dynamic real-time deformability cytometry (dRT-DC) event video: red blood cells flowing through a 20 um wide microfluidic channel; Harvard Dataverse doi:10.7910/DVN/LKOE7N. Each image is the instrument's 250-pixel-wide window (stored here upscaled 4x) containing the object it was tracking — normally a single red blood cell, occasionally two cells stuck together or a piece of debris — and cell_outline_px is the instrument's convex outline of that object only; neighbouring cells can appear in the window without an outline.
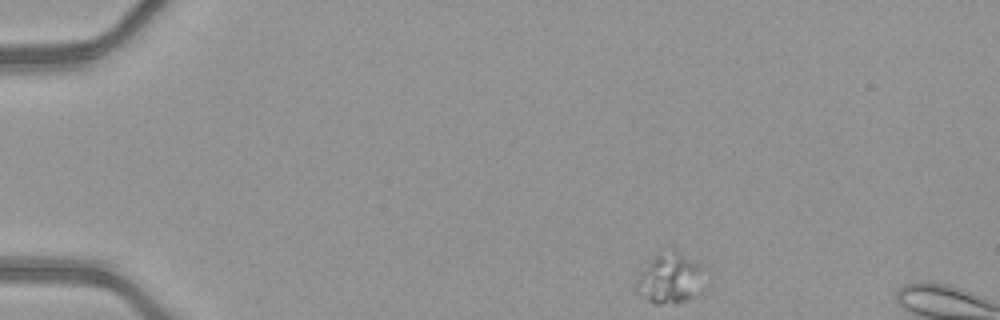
{"species": "common noctule bat (a hibernating species)", "species_latin": "Nyctalus noctula", "temperature_condition": "warm", "stored_images_in_passage": 5, "camera_frame_rate_fps": 3000, "um_per_image_px": 0.085, "animal": {"sex": "female", "body_mass_g": 21.9}, "frame": {"image": 1, "passage_image": 1, "time_ms": 0.0, "image_size_px": [1000, 320], "cell_outline_px": [[708, 288], [704, 292], [696, 296], [676, 304], [656, 304], [640, 296], [636, 292], [636, 280], [640, 272], [648, 260], [652, 256], [672, 248], [676, 248], [708, 268]], "centroid_in_image_um": [57.1, 23.64], "position_along_channel_um": 27.9, "area_um2": 21.79}}